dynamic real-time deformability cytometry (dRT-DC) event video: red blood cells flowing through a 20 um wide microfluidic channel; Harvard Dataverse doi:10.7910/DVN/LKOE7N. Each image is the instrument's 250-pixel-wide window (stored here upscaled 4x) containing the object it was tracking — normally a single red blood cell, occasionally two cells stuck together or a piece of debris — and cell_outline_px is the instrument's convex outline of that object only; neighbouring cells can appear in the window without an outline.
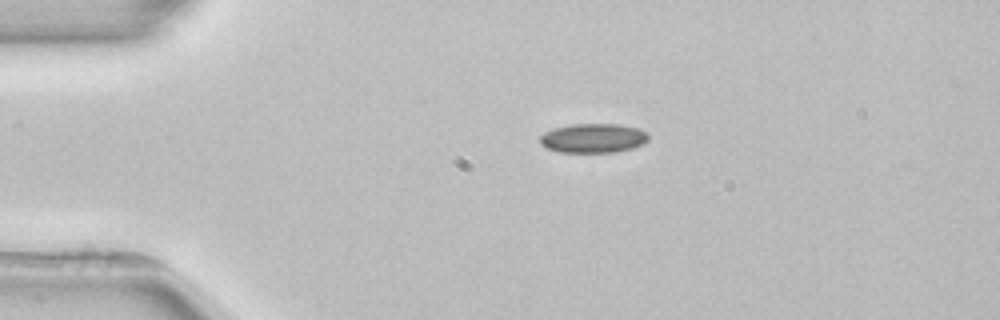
{"species": "common noctule bat (a hibernating species)", "species_latin": "Nyctalus noctula", "temperature_condition": "room temperature", "stored_images_in_passage": 2, "camera_frame_rate_fps": 3000, "um_per_image_px": 0.085, "animal": {"sex": "female", "body_mass_g": 22.7, "forearm_length_mm": 54.2}, "frame": {"image": 1, "passage_image": 1, "time_ms": 0.0, "image_size_px": [1000, 320], "cell_outline_px": [[648, 140], [644, 144], [632, 148], [616, 152], [560, 152], [544, 148], [540, 144], [540, 136], [544, 132], [552, 128], [572, 124], [620, 124], [640, 128], [648, 136]], "centroid_in_image_um": [50.4, 11.74], "position_along_channel_um": 34.6, "area_um2": 18.73}}